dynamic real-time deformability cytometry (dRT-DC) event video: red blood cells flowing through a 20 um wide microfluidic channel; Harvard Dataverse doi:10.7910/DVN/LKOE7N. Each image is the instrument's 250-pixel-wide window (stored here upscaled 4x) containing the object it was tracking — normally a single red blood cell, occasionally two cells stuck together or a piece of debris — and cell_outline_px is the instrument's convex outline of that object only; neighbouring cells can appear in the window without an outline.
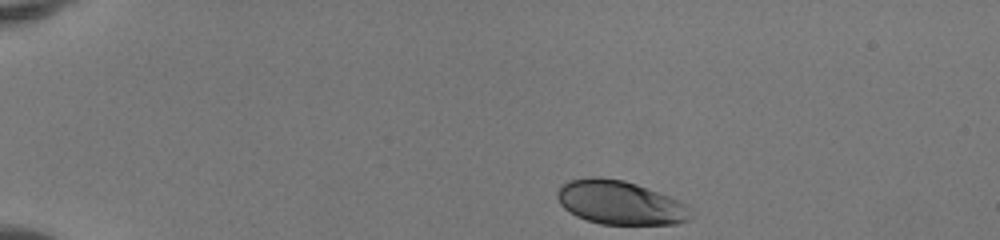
{"species": "human", "species_latin": "Homo sapiens", "temperature_condition": "room temperature", "stored_images_in_passage": 42, "camera_frame_rate_fps": 3000, "um_per_image_px": 0.085, "donor": {"sex": "female"}, "frame": {"image": 1, "passage_image": 1, "time_ms": 0.0, "image_size_px": [1000, 240], "cell_outline_px": [[692, 216], [688, 220], [676, 224], [600, 224], [576, 216], [564, 208], [560, 204], [556, 196], [556, 192], [568, 180], [592, 176], [596, 176], [624, 180], [636, 184], [680, 200], [684, 204]], "centroid_in_image_um": [52.67, 17.22], "position_along_channel_um": 32.3, "area_um2": 33.93}}
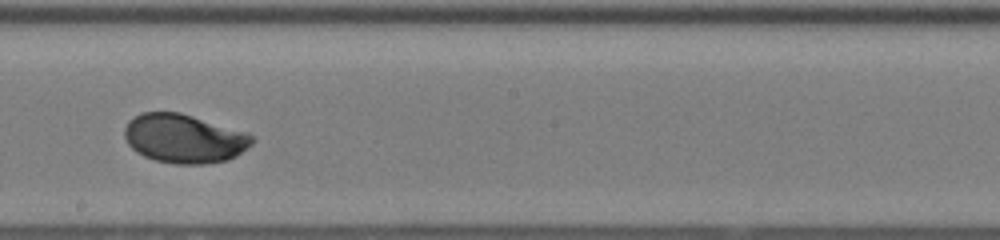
{"frame": {"image": 2, "passage_image": 22, "time_ms": 7.0, "image_size_px": [1000, 240], "cell_outline_px": [[256, 140], [252, 144], [236, 156], [228, 160], [204, 164], [176, 164], [156, 160], [144, 156], [136, 152], [128, 144], [124, 136], [124, 128], [128, 120], [140, 112], [180, 112], [248, 132]], "centroid_in_image_um": [15.65, 11.77], "position_along_channel_um": 232.6, "area_um2": 36.65}}
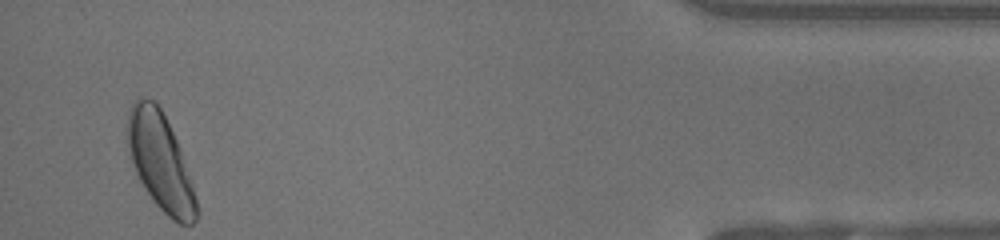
{"frame": {"image": 3, "passage_image": 40, "time_ms": 13.0, "image_size_px": [1000, 240], "cell_outline_px": [[196, 220], [192, 224], [180, 224], [172, 220], [156, 204], [140, 180], [136, 172], [128, 148], [128, 112], [132, 104], [140, 96], [152, 100], [160, 108], [180, 148], [196, 200]], "centroid_in_image_um": [13.61, 13.74], "position_along_channel_um": 421.6, "area_um2": 37.69}, "authors_computed_cell_mechanics": {"area_um2": 35.8938, "velocity_mm_per_s": 4.1143, "shape_relaxation_time_tau1_ms": 2.5192, "shape_relaxation_time_tau2_ms": null, "deformation_change_tau1": 0.1357, "deformation_change_tau2": null}}